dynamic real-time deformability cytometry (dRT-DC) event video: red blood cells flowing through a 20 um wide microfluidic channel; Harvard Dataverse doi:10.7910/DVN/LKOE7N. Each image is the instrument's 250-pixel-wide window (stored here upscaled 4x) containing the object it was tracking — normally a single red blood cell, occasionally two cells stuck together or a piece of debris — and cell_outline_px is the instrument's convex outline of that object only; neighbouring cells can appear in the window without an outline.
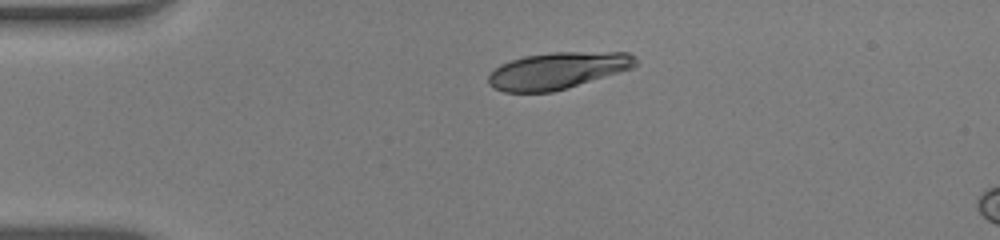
{"species": "human", "species_latin": "Homo sapiens", "temperature_condition": "warm", "stored_images_in_passage": 6, "camera_frame_rate_fps": 3000, "um_per_image_px": 0.085, "donor": {"sex": "male"}, "frame": {"image": 1, "passage_image": 1, "time_ms": 0.0, "image_size_px": [1000, 240], "cell_outline_px": [[636, 68], [568, 88], [552, 92], [504, 92], [492, 88], [488, 84], [488, 76], [500, 64], [524, 56], [552, 52], [628, 52], [636, 56]], "centroid_in_image_um": [47.44, 6.0], "position_along_channel_um": 37.6, "area_um2": 31.85}}